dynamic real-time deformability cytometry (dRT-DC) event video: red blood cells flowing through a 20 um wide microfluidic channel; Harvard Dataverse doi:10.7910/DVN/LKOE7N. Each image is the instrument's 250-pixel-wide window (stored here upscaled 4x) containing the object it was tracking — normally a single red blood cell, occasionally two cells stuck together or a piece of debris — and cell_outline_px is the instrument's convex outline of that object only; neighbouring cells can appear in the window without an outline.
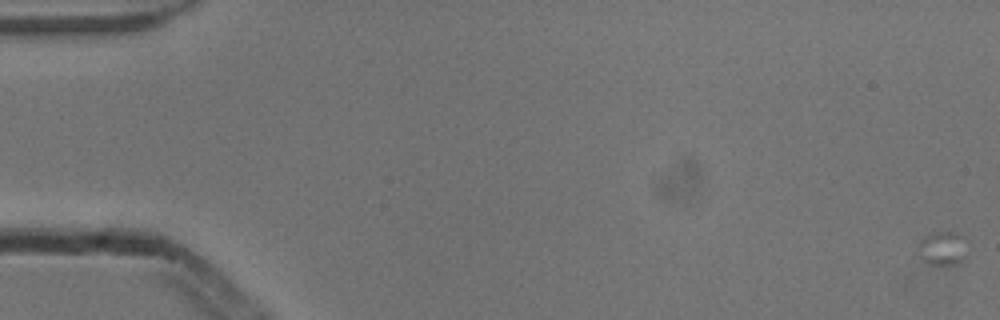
{"species": "common noctule bat (a hibernating species)", "species_latin": "Nyctalus noctula", "temperature_condition": "cold", "stored_images_in_passage": 1, "camera_frame_rate_fps": 3000, "um_per_image_px": 0.085, "animal": {"sex": "male", "body_mass_g": 13.3}, "frame": {"image": 1, "passage_image": 1, "time_ms": 0.0, "image_size_px": [1000, 320], "cell_outline_px": [[972, 248], [968, 256], [964, 260], [956, 264], [932, 264], [924, 260], [916, 248], [920, 240], [924, 236], [944, 232], [960, 232], [968, 240]], "centroid_in_image_um": [80.27, 21.09], "position_along_channel_um": 4.7, "area_um2": 10.23}}